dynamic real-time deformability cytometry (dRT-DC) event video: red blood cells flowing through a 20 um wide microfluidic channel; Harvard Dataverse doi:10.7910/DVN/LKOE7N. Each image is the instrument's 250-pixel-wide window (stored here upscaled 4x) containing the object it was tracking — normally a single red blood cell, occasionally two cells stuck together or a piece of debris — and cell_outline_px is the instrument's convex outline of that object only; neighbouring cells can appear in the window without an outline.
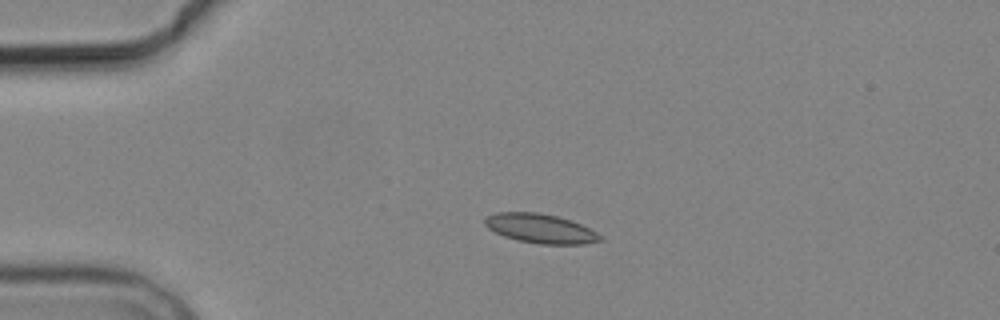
{"species": "common noctule bat (a hibernating species)", "species_latin": "Nyctalus noctula", "temperature_condition": "cold", "stored_images_in_passage": 2, "camera_frame_rate_fps": 3000, "um_per_image_px": 0.085, "animal": {"sex": "male", "body_mass_g": 19.2, "forearm_length_mm": 51.8}, "frame": {"image": 1, "passage_image": 1, "time_ms": 0.0, "image_size_px": [1000, 320], "cell_outline_px": [[604, 240], [584, 244], [540, 244], [520, 240], [504, 236], [488, 228], [484, 224], [484, 220], [488, 216], [496, 212], [540, 212], [556, 216], [580, 224], [596, 232]], "centroid_in_image_um": [45.93, 19.42], "position_along_channel_um": 39.1, "area_um2": 19.42}}